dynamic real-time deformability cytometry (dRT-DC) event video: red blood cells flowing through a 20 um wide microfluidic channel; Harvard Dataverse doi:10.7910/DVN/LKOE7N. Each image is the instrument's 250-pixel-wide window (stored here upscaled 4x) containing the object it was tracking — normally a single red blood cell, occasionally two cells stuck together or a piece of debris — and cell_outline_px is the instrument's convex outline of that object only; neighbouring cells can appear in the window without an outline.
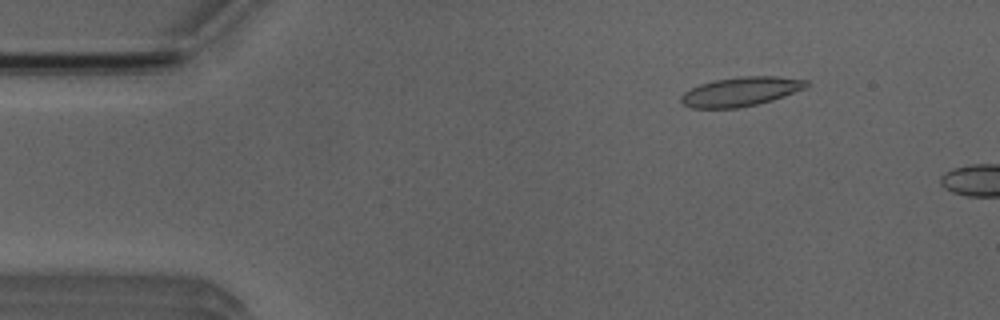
{"species": "Egyptian fruit bat (a non-hibernating species)", "species_latin": "Rousettus aegyptiacus", "temperature_condition": "room temperature", "stored_images_in_passage": 3, "camera_frame_rate_fps": 3000, "um_per_image_px": 0.085, "animal": {"sex": "male"}, "frame": {"image": 1, "passage_image": 2, "time_ms": 1.0, "image_size_px": [1000, 320], "cell_outline_px": [[808, 84], [804, 88], [772, 100], [756, 104], [736, 108], [692, 108], [684, 104], [680, 100], [680, 96], [684, 92], [700, 84], [716, 80], [744, 76], [776, 76], [808, 80]], "centroid_in_image_um": [62.94, 7.78], "position_along_channel_um": 22.1, "area_um2": 20.98}}